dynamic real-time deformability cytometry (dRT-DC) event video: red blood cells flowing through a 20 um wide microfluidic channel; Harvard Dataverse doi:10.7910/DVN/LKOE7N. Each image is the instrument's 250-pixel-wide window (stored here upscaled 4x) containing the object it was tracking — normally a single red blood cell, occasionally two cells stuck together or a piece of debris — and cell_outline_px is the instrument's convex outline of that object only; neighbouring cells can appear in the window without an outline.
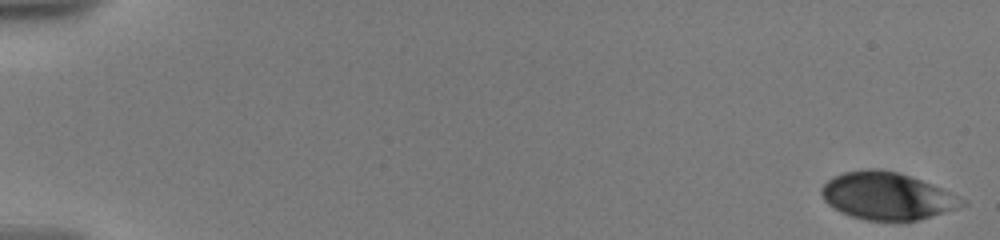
{"species": "human", "species_latin": "Homo sapiens", "temperature_condition": "warm", "stored_images_in_passage": 24, "camera_frame_rate_fps": 3000, "um_per_image_px": 0.085, "donor": {"sex": "male"}, "frame": {"image": 1, "passage_image": 1, "time_ms": 0.0, "image_size_px": [1000, 240], "cell_outline_px": [[968, 204], [920, 220], [896, 224], [868, 220], [852, 216], [840, 212], [828, 204], [824, 200], [820, 192], [820, 188], [832, 176], [844, 172], [868, 168], [880, 168], [900, 172], [912, 176], [932, 184], [968, 200]], "centroid_in_image_um": [75.41, 16.68], "position_along_channel_um": 9.6, "area_um2": 39.71}}
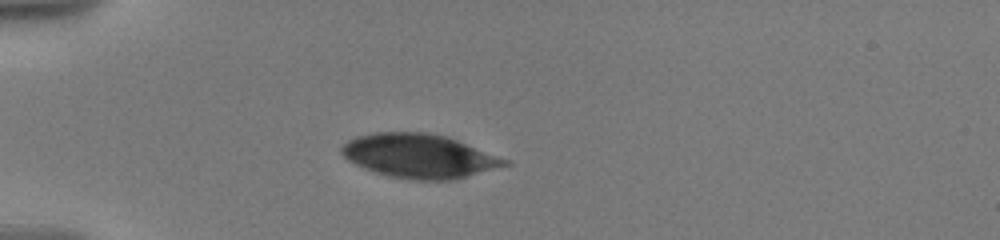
{"frame": {"image": 2, "passage_image": 17, "time_ms": 5.333, "image_size_px": [1000, 240], "cell_outline_px": [[512, 164], [456, 180], [412, 180], [388, 176], [364, 168], [348, 160], [340, 152], [340, 148], [348, 140], [356, 136], [376, 132], [424, 132], [448, 136], [512, 160]], "centroid_in_image_um": [35.7, 13.26], "position_along_channel_um": 49.3, "area_um2": 42.37}}
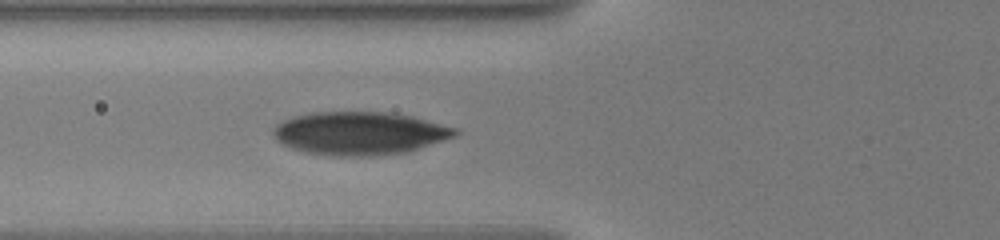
{"frame": {"image": 3, "passage_image": 24, "time_ms": 7.333, "image_size_px": [1000, 240], "cell_outline_px": [[460, 132], [456, 136], [444, 140], [404, 152], [372, 156], [336, 156], [308, 152], [292, 148], [276, 140], [272, 136], [272, 128], [276, 124], [292, 116], [312, 112], [388, 112], [412, 116], [456, 128]], "centroid_in_image_um": [30.53, 11.32], "position_along_channel_um": 95.3, "area_um2": 45.55}}